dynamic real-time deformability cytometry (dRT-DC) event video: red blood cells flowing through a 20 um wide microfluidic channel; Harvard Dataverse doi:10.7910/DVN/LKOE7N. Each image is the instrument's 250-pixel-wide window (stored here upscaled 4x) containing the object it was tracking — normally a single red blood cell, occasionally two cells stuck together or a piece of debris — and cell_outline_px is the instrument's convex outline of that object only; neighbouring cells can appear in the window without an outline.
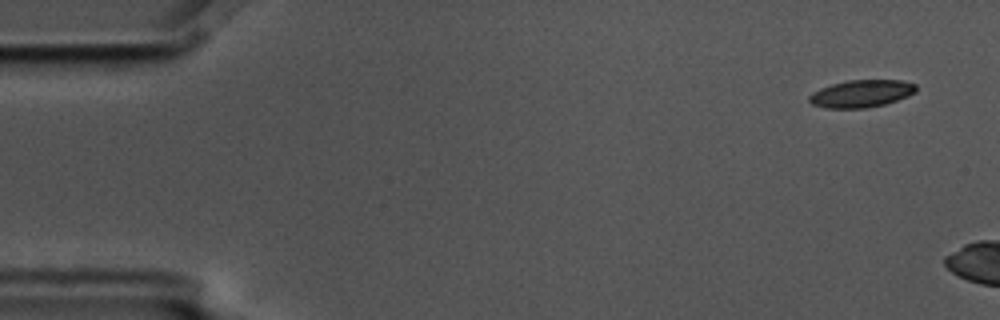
{"species": "common noctule bat (a hibernating species)", "species_latin": "Nyctalus noctula", "temperature_condition": "cold", "stored_images_in_passage": 3, "camera_frame_rate_fps": 3000, "um_per_image_px": 0.085, "animal": {"sex": "male", "body_mass_g": 17.5, "forearm_length_mm": 52.3}, "frame": {"image": 1, "passage_image": 1, "time_ms": 0.0, "image_size_px": [1000, 320], "cell_outline_px": [[916, 92], [908, 96], [884, 104], [864, 108], [824, 108], [812, 104], [808, 100], [808, 96], [812, 92], [820, 88], [832, 84], [848, 80], [900, 80], [916, 84]], "centroid_in_image_um": [73.19, 7.95], "position_along_channel_um": 11.8, "area_um2": 17.05}}